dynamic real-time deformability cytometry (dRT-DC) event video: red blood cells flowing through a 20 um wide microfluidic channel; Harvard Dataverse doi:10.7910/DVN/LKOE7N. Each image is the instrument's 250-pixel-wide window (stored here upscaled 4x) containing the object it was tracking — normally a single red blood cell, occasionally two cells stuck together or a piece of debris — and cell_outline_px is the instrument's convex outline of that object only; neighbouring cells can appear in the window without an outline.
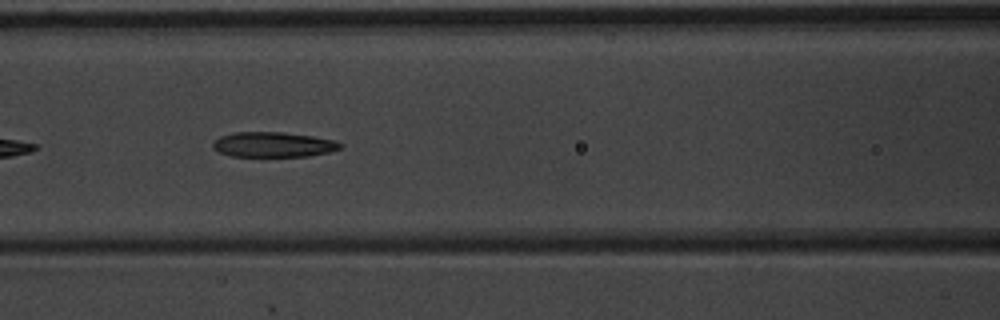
{"species": "common noctule bat (a hibernating species)", "species_latin": "Nyctalus noctula", "temperature_condition": "warm", "stored_images_in_passage": 8, "camera_frame_rate_fps": 3000, "um_per_image_px": 0.085, "animal": {"sex": "male", "body_mass_g": 20.1, "forearm_length_mm": 53.5}, "frame": {"image": 1, "passage_image": 7, "time_ms": 2.0, "image_size_px": [1000, 320], "cell_outline_px": [[344, 144], [340, 148], [328, 152], [308, 156], [232, 156], [220, 152], [212, 148], [212, 144], [220, 136], [236, 132], [280, 132], [312, 136], [336, 140]], "centroid_in_image_um": [23.24, 12.28], "position_along_channel_um": 143.4, "area_um2": 18.5}}
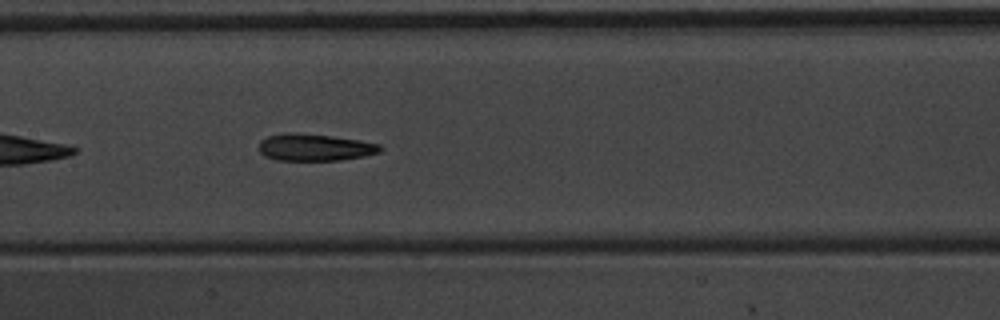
{"frame": {"image": 2, "passage_image": 8, "time_ms": 2.333, "image_size_px": [1000, 320], "cell_outline_px": [[384, 148], [380, 152], [364, 156], [340, 160], [276, 160], [264, 156], [260, 152], [260, 140], [268, 136], [284, 132], [288, 132], [332, 136], [360, 140], [380, 144]], "centroid_in_image_um": [26.77, 12.52], "position_along_channel_um": 180.6, "area_um2": 19.13}}